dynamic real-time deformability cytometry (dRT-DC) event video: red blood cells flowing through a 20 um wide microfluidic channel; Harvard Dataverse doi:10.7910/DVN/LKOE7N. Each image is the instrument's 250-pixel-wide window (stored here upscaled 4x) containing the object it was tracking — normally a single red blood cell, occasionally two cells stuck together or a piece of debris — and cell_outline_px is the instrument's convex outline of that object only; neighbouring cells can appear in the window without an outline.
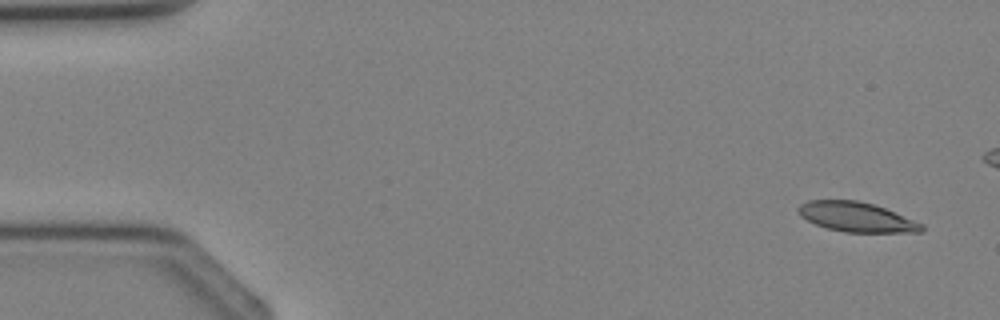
{"species": "Egyptian fruit bat (a non-hibernating species)", "species_latin": "Rousettus aegyptiacus", "temperature_condition": "cold", "stored_images_in_passage": 4, "camera_frame_rate_fps": 3000, "um_per_image_px": 0.085, "animal": {"sex": "female"}, "frame": {"image": 1, "passage_image": 1, "time_ms": 0.0, "image_size_px": [1000, 320], "cell_outline_px": [[924, 232], [844, 232], [828, 228], [816, 224], [800, 216], [796, 208], [800, 204], [808, 200], [856, 200], [872, 204], [884, 208], [924, 224]], "centroid_in_image_um": [72.79, 18.44], "position_along_channel_um": 12.2, "area_um2": 21.21}}